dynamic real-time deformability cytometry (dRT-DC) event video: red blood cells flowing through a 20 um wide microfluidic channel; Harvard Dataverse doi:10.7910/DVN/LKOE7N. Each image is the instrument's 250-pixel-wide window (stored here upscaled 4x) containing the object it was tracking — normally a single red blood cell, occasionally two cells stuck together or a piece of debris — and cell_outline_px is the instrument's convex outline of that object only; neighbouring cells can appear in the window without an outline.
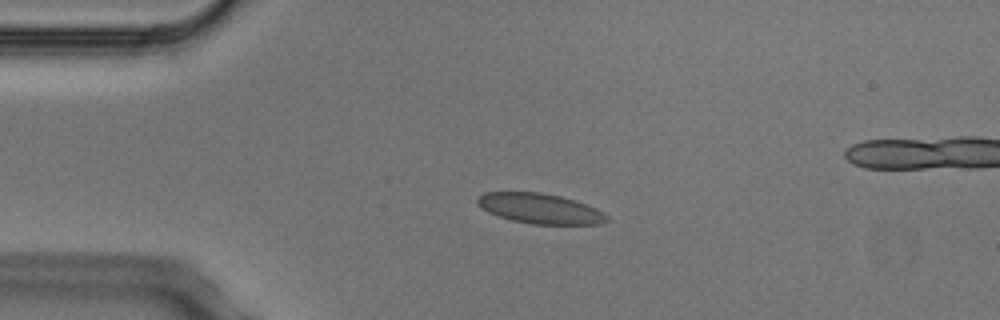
{"species": "Egyptian fruit bat (a non-hibernating species)", "species_latin": "Rousettus aegyptiacus", "temperature_condition": "cold", "stored_images_in_passage": 4, "camera_frame_rate_fps": 3000, "um_per_image_px": 0.085, "animal": {"sex": "male"}, "frame": {"image": 1, "passage_image": 2, "time_ms": 0.333, "image_size_px": [1000, 320], "cell_outline_px": [[612, 220], [600, 224], [532, 224], [512, 220], [488, 212], [476, 204], [476, 196], [484, 192], [540, 192], [560, 196], [576, 200], [588, 204], [604, 212]], "centroid_in_image_um": [45.92, 17.72], "position_along_channel_um": 39.1, "area_um2": 23.0}}